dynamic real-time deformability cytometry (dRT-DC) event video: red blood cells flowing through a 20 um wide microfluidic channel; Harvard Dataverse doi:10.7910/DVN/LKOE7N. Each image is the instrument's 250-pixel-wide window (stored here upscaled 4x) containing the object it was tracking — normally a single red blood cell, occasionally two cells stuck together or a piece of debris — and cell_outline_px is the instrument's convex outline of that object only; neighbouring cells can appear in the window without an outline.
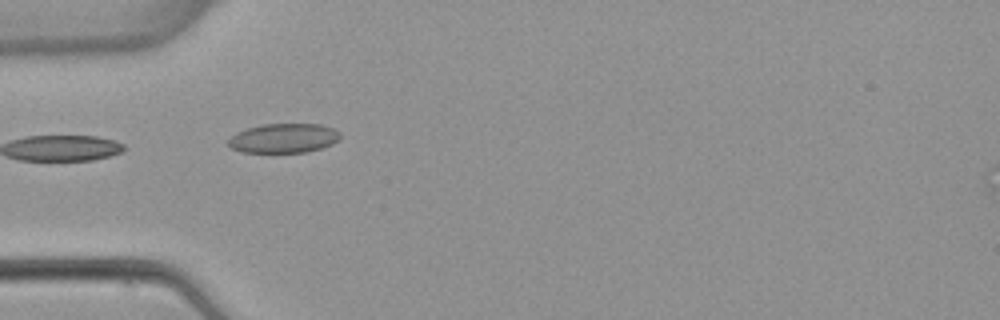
{"species": "common noctule bat (a hibernating species)", "species_latin": "Nyctalus noctula", "temperature_condition": "warm", "stored_images_in_passage": 5, "segment_of_instrument_passage": [1, 2], "camera_frame_rate_fps": 3000, "um_per_image_px": 0.085, "animal": {"sex": "female", "body_mass_g": 22.7, "forearm_length_mm": 54.2}, "frame": {"image": 1, "passage_image": 4, "time_ms": 4.333, "image_size_px": [1000, 320], "cell_outline_px": [[340, 140], [332, 144], [308, 152], [244, 152], [232, 148], [228, 144], [228, 140], [236, 132], [248, 128], [264, 124], [320, 124], [332, 128], [340, 132]], "centroid_in_image_um": [24.14, 11.74], "position_along_channel_um": 60.9, "area_um2": 19.07}}